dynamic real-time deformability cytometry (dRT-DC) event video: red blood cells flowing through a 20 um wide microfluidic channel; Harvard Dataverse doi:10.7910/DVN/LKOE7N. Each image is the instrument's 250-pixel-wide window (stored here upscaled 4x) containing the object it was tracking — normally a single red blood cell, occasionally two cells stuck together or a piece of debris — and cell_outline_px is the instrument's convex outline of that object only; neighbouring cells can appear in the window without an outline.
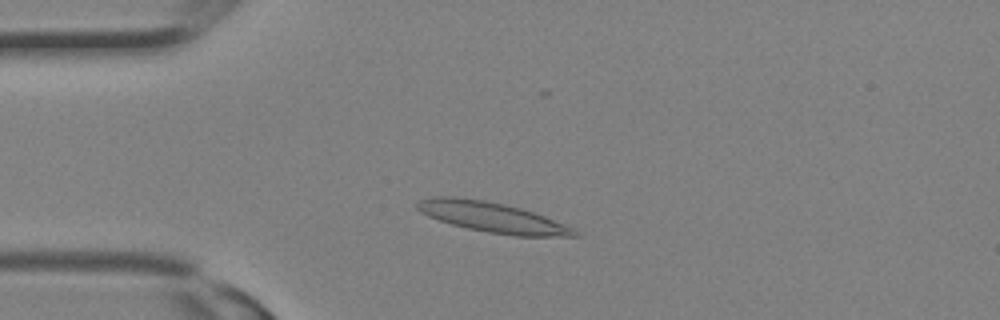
{"species": "Egyptian fruit bat (a non-hibernating species)", "species_latin": "Rousettus aegyptiacus", "temperature_condition": "room temperature", "stored_images_in_passage": 16, "camera_frame_rate_fps": 3000, "um_per_image_px": 0.085, "animal": {"sex": "female"}, "frame": {"image": 1, "passage_image": 5, "time_ms": 1.333, "image_size_px": [1000, 320], "cell_outline_px": [[580, 236], [516, 236], [488, 232], [468, 228], [452, 224], [428, 216], [420, 212], [416, 208], [416, 204], [420, 200], [432, 196], [456, 196], [484, 200], [504, 204], [520, 208], [544, 216], [564, 224], [580, 232]], "centroid_in_image_um": [41.82, 18.46], "position_along_channel_um": 43.2, "area_um2": 27.46}}
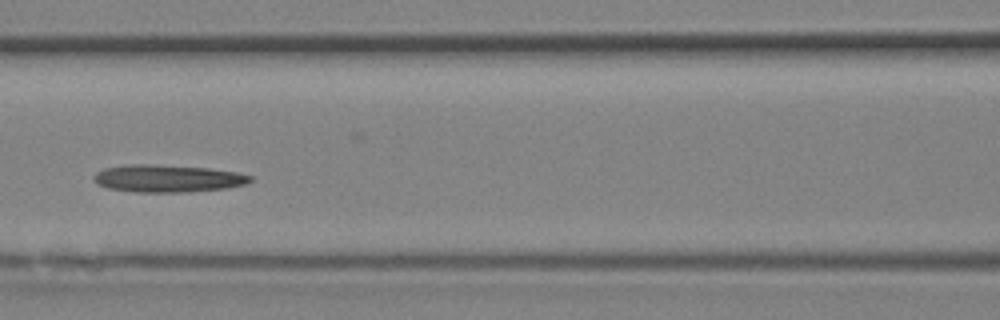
{"frame": {"image": 2, "passage_image": 11, "time_ms": 3.333, "image_size_px": [1000, 320], "cell_outline_px": [[252, 180], [248, 184], [224, 188], [188, 192], [136, 192], [108, 188], [96, 184], [92, 180], [92, 176], [96, 172], [104, 168], [128, 164], [148, 164], [208, 168], [236, 172], [252, 176]], "centroid_in_image_um": [14.21, 15.17], "position_along_channel_um": 152.4, "area_um2": 25.09}}
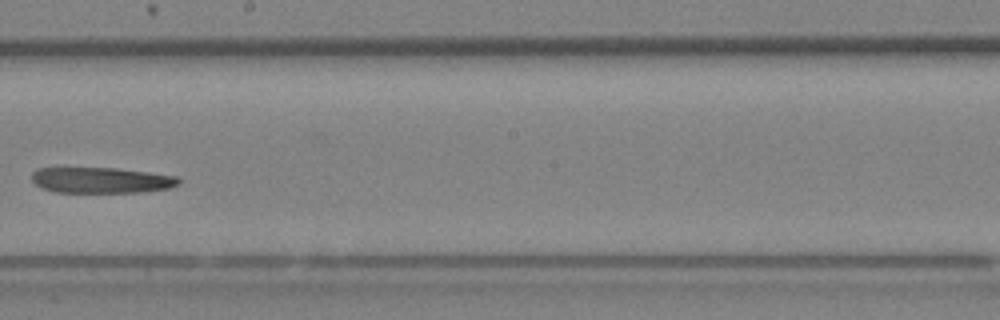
{"frame": {"image": 3, "passage_image": 15, "time_ms": 4.667, "image_size_px": [1000, 320], "cell_outline_px": [[180, 184], [172, 188], [144, 192], [56, 192], [40, 188], [32, 180], [32, 172], [40, 168], [116, 168], [180, 176]], "centroid_in_image_um": [8.67, 15.32], "position_along_channel_um": 239.5, "area_um2": 22.25}}